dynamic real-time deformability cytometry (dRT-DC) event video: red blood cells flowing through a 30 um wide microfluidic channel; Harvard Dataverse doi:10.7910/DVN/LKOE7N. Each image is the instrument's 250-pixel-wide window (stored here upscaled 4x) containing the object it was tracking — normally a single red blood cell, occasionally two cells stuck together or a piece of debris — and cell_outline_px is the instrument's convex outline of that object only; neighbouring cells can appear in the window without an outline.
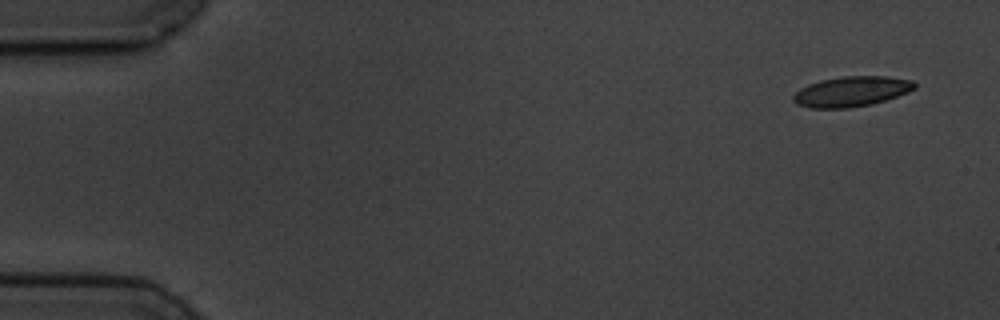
{"species": "common noctule bat (a hibernating species)", "species_latin": "Nyctalus noctula", "temperature_condition": "cold", "stored_images_in_passage": 6, "camera_frame_rate_fps": 3000, "um_per_image_px": 0.085, "animal": {"sex": "male", "body_mass_g": 19.5, "forearm_length_mm": 54.6}, "frame": {"image": 1, "passage_image": 1, "time_ms": 0.0, "image_size_px": [1000, 320], "cell_outline_px": [[916, 88], [908, 92], [872, 104], [848, 108], [812, 108], [796, 104], [792, 100], [792, 96], [800, 88], [808, 84], [820, 80], [844, 76], [888, 76], [912, 80], [916, 84]], "centroid_in_image_um": [72.36, 7.77], "position_along_channel_um": 12.6, "area_um2": 21.39}}
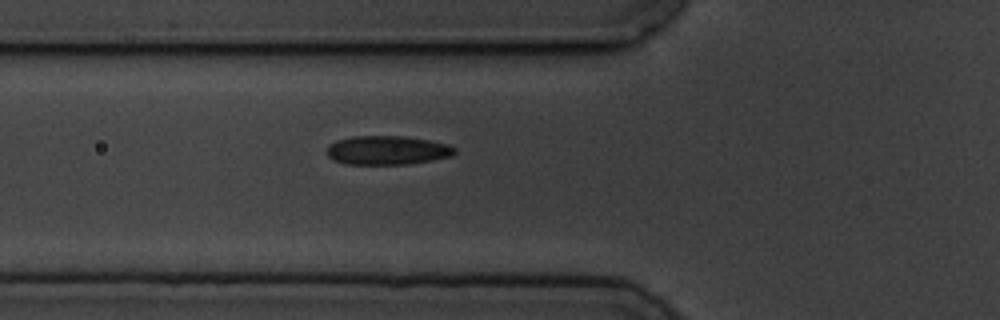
{"frame": {"image": 2, "passage_image": 6, "time_ms": 5.667, "image_size_px": [1000, 320], "cell_outline_px": [[456, 152], [452, 156], [432, 160], [408, 164], [344, 164], [332, 160], [324, 152], [328, 144], [336, 140], [352, 136], [404, 136], [428, 140], [448, 144], [456, 148]], "centroid_in_image_um": [32.87, 12.77], "position_along_channel_um": 92.9, "area_um2": 21.85}}